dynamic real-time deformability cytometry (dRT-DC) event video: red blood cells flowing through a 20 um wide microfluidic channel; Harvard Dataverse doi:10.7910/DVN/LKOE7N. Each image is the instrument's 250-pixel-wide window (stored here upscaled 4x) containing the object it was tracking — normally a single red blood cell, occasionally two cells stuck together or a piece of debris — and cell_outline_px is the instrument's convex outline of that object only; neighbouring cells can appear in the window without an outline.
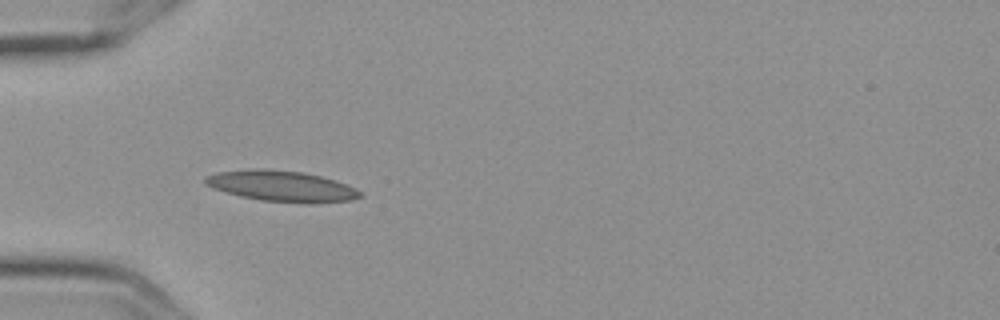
{"species": "Egyptian fruit bat (a non-hibernating species)", "species_latin": "Rousettus aegyptiacus", "temperature_condition": "cold", "stored_images_in_passage": 5, "camera_frame_rate_fps": 3000, "um_per_image_px": 0.085, "frame": {"image": 1, "passage_image": 5, "time_ms": 1.333, "image_size_px": [1000, 320], "cell_outline_px": [[364, 196], [352, 200], [308, 204], [260, 200], [240, 196], [224, 192], [212, 188], [204, 184], [204, 176], [216, 172], [256, 168], [264, 168], [304, 172], [336, 180], [356, 188]], "centroid_in_image_um": [23.92, 15.82], "position_along_channel_um": 61.1, "area_um2": 28.26}}